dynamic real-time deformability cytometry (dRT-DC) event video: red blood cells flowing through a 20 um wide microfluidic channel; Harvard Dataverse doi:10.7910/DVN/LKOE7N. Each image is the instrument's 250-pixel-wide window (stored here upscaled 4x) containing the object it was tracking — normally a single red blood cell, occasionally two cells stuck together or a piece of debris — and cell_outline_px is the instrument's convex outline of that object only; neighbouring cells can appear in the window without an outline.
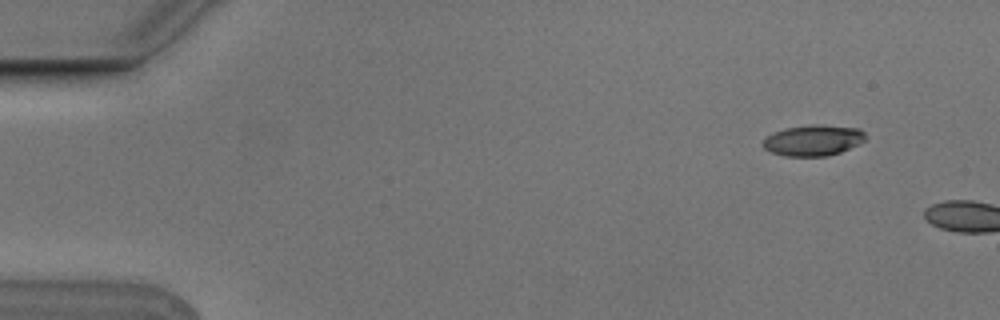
{"species": "Egyptian fruit bat (a non-hibernating species)", "species_latin": "Rousettus aegyptiacus", "temperature_condition": "cold", "stored_images_in_passage": 3, "camera_frame_rate_fps": 3000, "um_per_image_px": 0.085, "animal": {"sex": "male"}, "frame": {"image": 1, "passage_image": 2, "time_ms": 0.333, "image_size_px": [1000, 320], "cell_outline_px": [[864, 140], [860, 144], [840, 152], [828, 156], [784, 156], [772, 152], [764, 148], [760, 144], [768, 136], [784, 128], [812, 124], [820, 124], [860, 128], [864, 132]], "centroid_in_image_um": [69.13, 11.92], "position_along_channel_um": 15.9, "area_um2": 18.5}}